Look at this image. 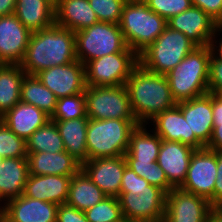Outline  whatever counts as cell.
<instances>
[{"label":"cell","mask_w":222,"mask_h":222,"mask_svg":"<svg viewBox=\"0 0 222 222\" xmlns=\"http://www.w3.org/2000/svg\"><path fill=\"white\" fill-rule=\"evenodd\" d=\"M29 176L27 157L4 158L0 165V197L4 202L24 192Z\"/></svg>","instance_id":"cell-26"},{"label":"cell","mask_w":222,"mask_h":222,"mask_svg":"<svg viewBox=\"0 0 222 222\" xmlns=\"http://www.w3.org/2000/svg\"><path fill=\"white\" fill-rule=\"evenodd\" d=\"M14 14L31 33L55 23V5L49 0H17Z\"/></svg>","instance_id":"cell-25"},{"label":"cell","mask_w":222,"mask_h":222,"mask_svg":"<svg viewBox=\"0 0 222 222\" xmlns=\"http://www.w3.org/2000/svg\"><path fill=\"white\" fill-rule=\"evenodd\" d=\"M50 2H52L54 5H56L60 0H49Z\"/></svg>","instance_id":"cell-51"},{"label":"cell","mask_w":222,"mask_h":222,"mask_svg":"<svg viewBox=\"0 0 222 222\" xmlns=\"http://www.w3.org/2000/svg\"><path fill=\"white\" fill-rule=\"evenodd\" d=\"M126 166L125 156L121 155L87 160L81 169L107 196L118 197Z\"/></svg>","instance_id":"cell-15"},{"label":"cell","mask_w":222,"mask_h":222,"mask_svg":"<svg viewBox=\"0 0 222 222\" xmlns=\"http://www.w3.org/2000/svg\"><path fill=\"white\" fill-rule=\"evenodd\" d=\"M213 122H222V95L212 93Z\"/></svg>","instance_id":"cell-46"},{"label":"cell","mask_w":222,"mask_h":222,"mask_svg":"<svg viewBox=\"0 0 222 222\" xmlns=\"http://www.w3.org/2000/svg\"><path fill=\"white\" fill-rule=\"evenodd\" d=\"M127 0H89L98 21L119 24Z\"/></svg>","instance_id":"cell-37"},{"label":"cell","mask_w":222,"mask_h":222,"mask_svg":"<svg viewBox=\"0 0 222 222\" xmlns=\"http://www.w3.org/2000/svg\"><path fill=\"white\" fill-rule=\"evenodd\" d=\"M88 222H119L123 219L117 197L107 196L85 212Z\"/></svg>","instance_id":"cell-35"},{"label":"cell","mask_w":222,"mask_h":222,"mask_svg":"<svg viewBox=\"0 0 222 222\" xmlns=\"http://www.w3.org/2000/svg\"><path fill=\"white\" fill-rule=\"evenodd\" d=\"M138 125L121 119H89L86 133L87 159L118 157L127 152L131 132Z\"/></svg>","instance_id":"cell-5"},{"label":"cell","mask_w":222,"mask_h":222,"mask_svg":"<svg viewBox=\"0 0 222 222\" xmlns=\"http://www.w3.org/2000/svg\"><path fill=\"white\" fill-rule=\"evenodd\" d=\"M126 47L119 24L98 21L75 32L76 59L84 65L105 55L122 52Z\"/></svg>","instance_id":"cell-7"},{"label":"cell","mask_w":222,"mask_h":222,"mask_svg":"<svg viewBox=\"0 0 222 222\" xmlns=\"http://www.w3.org/2000/svg\"><path fill=\"white\" fill-rule=\"evenodd\" d=\"M75 60V32L54 23L31 33L20 66L27 75H36L42 70L70 64Z\"/></svg>","instance_id":"cell-1"},{"label":"cell","mask_w":222,"mask_h":222,"mask_svg":"<svg viewBox=\"0 0 222 222\" xmlns=\"http://www.w3.org/2000/svg\"><path fill=\"white\" fill-rule=\"evenodd\" d=\"M87 117L86 96L84 93L58 98L50 120L65 121Z\"/></svg>","instance_id":"cell-33"},{"label":"cell","mask_w":222,"mask_h":222,"mask_svg":"<svg viewBox=\"0 0 222 222\" xmlns=\"http://www.w3.org/2000/svg\"><path fill=\"white\" fill-rule=\"evenodd\" d=\"M26 151L27 153L65 151L63 139L54 121L49 120L26 140Z\"/></svg>","instance_id":"cell-32"},{"label":"cell","mask_w":222,"mask_h":222,"mask_svg":"<svg viewBox=\"0 0 222 222\" xmlns=\"http://www.w3.org/2000/svg\"><path fill=\"white\" fill-rule=\"evenodd\" d=\"M84 94L89 119H121L134 121L138 126L141 125L134 115L125 84L87 86Z\"/></svg>","instance_id":"cell-8"},{"label":"cell","mask_w":222,"mask_h":222,"mask_svg":"<svg viewBox=\"0 0 222 222\" xmlns=\"http://www.w3.org/2000/svg\"><path fill=\"white\" fill-rule=\"evenodd\" d=\"M25 71L20 64L0 63V117L20 102Z\"/></svg>","instance_id":"cell-30"},{"label":"cell","mask_w":222,"mask_h":222,"mask_svg":"<svg viewBox=\"0 0 222 222\" xmlns=\"http://www.w3.org/2000/svg\"><path fill=\"white\" fill-rule=\"evenodd\" d=\"M36 77L57 98L84 93L87 87L85 65L79 60L42 70Z\"/></svg>","instance_id":"cell-12"},{"label":"cell","mask_w":222,"mask_h":222,"mask_svg":"<svg viewBox=\"0 0 222 222\" xmlns=\"http://www.w3.org/2000/svg\"><path fill=\"white\" fill-rule=\"evenodd\" d=\"M147 126H151L150 128L162 140L181 142L194 149L205 148L196 136H189L188 123L177 106L159 113L147 123Z\"/></svg>","instance_id":"cell-20"},{"label":"cell","mask_w":222,"mask_h":222,"mask_svg":"<svg viewBox=\"0 0 222 222\" xmlns=\"http://www.w3.org/2000/svg\"><path fill=\"white\" fill-rule=\"evenodd\" d=\"M63 139L65 151L81 166L87 159L86 133L88 117L65 121H54Z\"/></svg>","instance_id":"cell-27"},{"label":"cell","mask_w":222,"mask_h":222,"mask_svg":"<svg viewBox=\"0 0 222 222\" xmlns=\"http://www.w3.org/2000/svg\"><path fill=\"white\" fill-rule=\"evenodd\" d=\"M168 27L185 34L197 46L210 45L211 39L220 26L199 7L191 6L184 12L172 16Z\"/></svg>","instance_id":"cell-16"},{"label":"cell","mask_w":222,"mask_h":222,"mask_svg":"<svg viewBox=\"0 0 222 222\" xmlns=\"http://www.w3.org/2000/svg\"><path fill=\"white\" fill-rule=\"evenodd\" d=\"M138 63V55L129 47H126L122 52L88 61L85 64L86 85H124Z\"/></svg>","instance_id":"cell-9"},{"label":"cell","mask_w":222,"mask_h":222,"mask_svg":"<svg viewBox=\"0 0 222 222\" xmlns=\"http://www.w3.org/2000/svg\"><path fill=\"white\" fill-rule=\"evenodd\" d=\"M144 190H149V183L138 176L130 167L126 166L121 182L120 193L138 194Z\"/></svg>","instance_id":"cell-39"},{"label":"cell","mask_w":222,"mask_h":222,"mask_svg":"<svg viewBox=\"0 0 222 222\" xmlns=\"http://www.w3.org/2000/svg\"><path fill=\"white\" fill-rule=\"evenodd\" d=\"M98 22L89 0H60L55 5V23L78 32Z\"/></svg>","instance_id":"cell-24"},{"label":"cell","mask_w":222,"mask_h":222,"mask_svg":"<svg viewBox=\"0 0 222 222\" xmlns=\"http://www.w3.org/2000/svg\"><path fill=\"white\" fill-rule=\"evenodd\" d=\"M198 47L185 34L166 27L163 33L138 55L139 64L157 74L166 75Z\"/></svg>","instance_id":"cell-6"},{"label":"cell","mask_w":222,"mask_h":222,"mask_svg":"<svg viewBox=\"0 0 222 222\" xmlns=\"http://www.w3.org/2000/svg\"><path fill=\"white\" fill-rule=\"evenodd\" d=\"M189 126V136H196L205 146L213 131L212 93L176 105Z\"/></svg>","instance_id":"cell-18"},{"label":"cell","mask_w":222,"mask_h":222,"mask_svg":"<svg viewBox=\"0 0 222 222\" xmlns=\"http://www.w3.org/2000/svg\"><path fill=\"white\" fill-rule=\"evenodd\" d=\"M124 219L129 221L161 220L165 216L166 193L149 184V190L140 193H120L117 197Z\"/></svg>","instance_id":"cell-11"},{"label":"cell","mask_w":222,"mask_h":222,"mask_svg":"<svg viewBox=\"0 0 222 222\" xmlns=\"http://www.w3.org/2000/svg\"><path fill=\"white\" fill-rule=\"evenodd\" d=\"M168 26L167 20L151 10L143 0H127L119 22L127 47L139 55Z\"/></svg>","instance_id":"cell-4"},{"label":"cell","mask_w":222,"mask_h":222,"mask_svg":"<svg viewBox=\"0 0 222 222\" xmlns=\"http://www.w3.org/2000/svg\"><path fill=\"white\" fill-rule=\"evenodd\" d=\"M4 158L0 155V165L3 162Z\"/></svg>","instance_id":"cell-53"},{"label":"cell","mask_w":222,"mask_h":222,"mask_svg":"<svg viewBox=\"0 0 222 222\" xmlns=\"http://www.w3.org/2000/svg\"><path fill=\"white\" fill-rule=\"evenodd\" d=\"M214 208L203 197L180 188L166 194L165 222H206Z\"/></svg>","instance_id":"cell-13"},{"label":"cell","mask_w":222,"mask_h":222,"mask_svg":"<svg viewBox=\"0 0 222 222\" xmlns=\"http://www.w3.org/2000/svg\"><path fill=\"white\" fill-rule=\"evenodd\" d=\"M130 167L138 176L144 178L150 185L162 189L166 194L174 187L168 182L163 169L157 161L126 160Z\"/></svg>","instance_id":"cell-34"},{"label":"cell","mask_w":222,"mask_h":222,"mask_svg":"<svg viewBox=\"0 0 222 222\" xmlns=\"http://www.w3.org/2000/svg\"><path fill=\"white\" fill-rule=\"evenodd\" d=\"M30 36L15 14L0 17V63L20 64Z\"/></svg>","instance_id":"cell-17"},{"label":"cell","mask_w":222,"mask_h":222,"mask_svg":"<svg viewBox=\"0 0 222 222\" xmlns=\"http://www.w3.org/2000/svg\"><path fill=\"white\" fill-rule=\"evenodd\" d=\"M191 2L192 6L199 7L222 26V0H191Z\"/></svg>","instance_id":"cell-41"},{"label":"cell","mask_w":222,"mask_h":222,"mask_svg":"<svg viewBox=\"0 0 222 222\" xmlns=\"http://www.w3.org/2000/svg\"><path fill=\"white\" fill-rule=\"evenodd\" d=\"M119 222H132V221H129V220H127V219H122L121 221H119Z\"/></svg>","instance_id":"cell-52"},{"label":"cell","mask_w":222,"mask_h":222,"mask_svg":"<svg viewBox=\"0 0 222 222\" xmlns=\"http://www.w3.org/2000/svg\"><path fill=\"white\" fill-rule=\"evenodd\" d=\"M217 177V151L196 149L191 157L186 178L180 189L203 197L213 207V192Z\"/></svg>","instance_id":"cell-10"},{"label":"cell","mask_w":222,"mask_h":222,"mask_svg":"<svg viewBox=\"0 0 222 222\" xmlns=\"http://www.w3.org/2000/svg\"><path fill=\"white\" fill-rule=\"evenodd\" d=\"M147 6L167 21L192 6L191 0H143Z\"/></svg>","instance_id":"cell-38"},{"label":"cell","mask_w":222,"mask_h":222,"mask_svg":"<svg viewBox=\"0 0 222 222\" xmlns=\"http://www.w3.org/2000/svg\"><path fill=\"white\" fill-rule=\"evenodd\" d=\"M0 155L3 158L27 157L26 141L12 132L1 119Z\"/></svg>","instance_id":"cell-36"},{"label":"cell","mask_w":222,"mask_h":222,"mask_svg":"<svg viewBox=\"0 0 222 222\" xmlns=\"http://www.w3.org/2000/svg\"><path fill=\"white\" fill-rule=\"evenodd\" d=\"M205 147L213 151H222V122H213L212 135Z\"/></svg>","instance_id":"cell-44"},{"label":"cell","mask_w":222,"mask_h":222,"mask_svg":"<svg viewBox=\"0 0 222 222\" xmlns=\"http://www.w3.org/2000/svg\"><path fill=\"white\" fill-rule=\"evenodd\" d=\"M210 45L198 46L165 76L176 103L209 93Z\"/></svg>","instance_id":"cell-3"},{"label":"cell","mask_w":222,"mask_h":222,"mask_svg":"<svg viewBox=\"0 0 222 222\" xmlns=\"http://www.w3.org/2000/svg\"><path fill=\"white\" fill-rule=\"evenodd\" d=\"M132 222H163V219H161V220H141V221H132Z\"/></svg>","instance_id":"cell-50"},{"label":"cell","mask_w":222,"mask_h":222,"mask_svg":"<svg viewBox=\"0 0 222 222\" xmlns=\"http://www.w3.org/2000/svg\"><path fill=\"white\" fill-rule=\"evenodd\" d=\"M30 175L73 176L81 165L66 151L27 153Z\"/></svg>","instance_id":"cell-22"},{"label":"cell","mask_w":222,"mask_h":222,"mask_svg":"<svg viewBox=\"0 0 222 222\" xmlns=\"http://www.w3.org/2000/svg\"><path fill=\"white\" fill-rule=\"evenodd\" d=\"M206 222H222V208H214L208 215Z\"/></svg>","instance_id":"cell-48"},{"label":"cell","mask_w":222,"mask_h":222,"mask_svg":"<svg viewBox=\"0 0 222 222\" xmlns=\"http://www.w3.org/2000/svg\"><path fill=\"white\" fill-rule=\"evenodd\" d=\"M208 91L222 94V61L211 54L209 62Z\"/></svg>","instance_id":"cell-40"},{"label":"cell","mask_w":222,"mask_h":222,"mask_svg":"<svg viewBox=\"0 0 222 222\" xmlns=\"http://www.w3.org/2000/svg\"><path fill=\"white\" fill-rule=\"evenodd\" d=\"M71 178V176L62 175L29 174L23 195L57 205L65 204Z\"/></svg>","instance_id":"cell-21"},{"label":"cell","mask_w":222,"mask_h":222,"mask_svg":"<svg viewBox=\"0 0 222 222\" xmlns=\"http://www.w3.org/2000/svg\"><path fill=\"white\" fill-rule=\"evenodd\" d=\"M17 0H0V17L14 14Z\"/></svg>","instance_id":"cell-47"},{"label":"cell","mask_w":222,"mask_h":222,"mask_svg":"<svg viewBox=\"0 0 222 222\" xmlns=\"http://www.w3.org/2000/svg\"><path fill=\"white\" fill-rule=\"evenodd\" d=\"M105 197L107 195L80 169L70 180L66 204L85 212Z\"/></svg>","instance_id":"cell-28"},{"label":"cell","mask_w":222,"mask_h":222,"mask_svg":"<svg viewBox=\"0 0 222 222\" xmlns=\"http://www.w3.org/2000/svg\"><path fill=\"white\" fill-rule=\"evenodd\" d=\"M195 150L181 142L162 140L157 163L174 188H179L183 184Z\"/></svg>","instance_id":"cell-19"},{"label":"cell","mask_w":222,"mask_h":222,"mask_svg":"<svg viewBox=\"0 0 222 222\" xmlns=\"http://www.w3.org/2000/svg\"><path fill=\"white\" fill-rule=\"evenodd\" d=\"M210 48H211L212 54L217 59L222 61V26H219L217 28L215 35L211 39Z\"/></svg>","instance_id":"cell-45"},{"label":"cell","mask_w":222,"mask_h":222,"mask_svg":"<svg viewBox=\"0 0 222 222\" xmlns=\"http://www.w3.org/2000/svg\"><path fill=\"white\" fill-rule=\"evenodd\" d=\"M4 207H5V202L0 197V215L3 212Z\"/></svg>","instance_id":"cell-49"},{"label":"cell","mask_w":222,"mask_h":222,"mask_svg":"<svg viewBox=\"0 0 222 222\" xmlns=\"http://www.w3.org/2000/svg\"><path fill=\"white\" fill-rule=\"evenodd\" d=\"M58 205L23 194L5 202L2 222H57Z\"/></svg>","instance_id":"cell-14"},{"label":"cell","mask_w":222,"mask_h":222,"mask_svg":"<svg viewBox=\"0 0 222 222\" xmlns=\"http://www.w3.org/2000/svg\"><path fill=\"white\" fill-rule=\"evenodd\" d=\"M125 86L140 124H147L159 113L177 105L166 76L151 72L139 63L132 70Z\"/></svg>","instance_id":"cell-2"},{"label":"cell","mask_w":222,"mask_h":222,"mask_svg":"<svg viewBox=\"0 0 222 222\" xmlns=\"http://www.w3.org/2000/svg\"><path fill=\"white\" fill-rule=\"evenodd\" d=\"M148 129L147 124H141L131 132L126 160L157 161L162 139Z\"/></svg>","instance_id":"cell-29"},{"label":"cell","mask_w":222,"mask_h":222,"mask_svg":"<svg viewBox=\"0 0 222 222\" xmlns=\"http://www.w3.org/2000/svg\"><path fill=\"white\" fill-rule=\"evenodd\" d=\"M57 222H88L83 211L68 204L58 205Z\"/></svg>","instance_id":"cell-42"},{"label":"cell","mask_w":222,"mask_h":222,"mask_svg":"<svg viewBox=\"0 0 222 222\" xmlns=\"http://www.w3.org/2000/svg\"><path fill=\"white\" fill-rule=\"evenodd\" d=\"M213 208H222V151H217V177L213 192Z\"/></svg>","instance_id":"cell-43"},{"label":"cell","mask_w":222,"mask_h":222,"mask_svg":"<svg viewBox=\"0 0 222 222\" xmlns=\"http://www.w3.org/2000/svg\"><path fill=\"white\" fill-rule=\"evenodd\" d=\"M0 119L12 132L26 141L50 120V116L34 105L20 101Z\"/></svg>","instance_id":"cell-23"},{"label":"cell","mask_w":222,"mask_h":222,"mask_svg":"<svg viewBox=\"0 0 222 222\" xmlns=\"http://www.w3.org/2000/svg\"><path fill=\"white\" fill-rule=\"evenodd\" d=\"M20 100L23 103L34 105L51 117L58 98L40 82L36 75L26 74L21 84Z\"/></svg>","instance_id":"cell-31"}]
</instances>
